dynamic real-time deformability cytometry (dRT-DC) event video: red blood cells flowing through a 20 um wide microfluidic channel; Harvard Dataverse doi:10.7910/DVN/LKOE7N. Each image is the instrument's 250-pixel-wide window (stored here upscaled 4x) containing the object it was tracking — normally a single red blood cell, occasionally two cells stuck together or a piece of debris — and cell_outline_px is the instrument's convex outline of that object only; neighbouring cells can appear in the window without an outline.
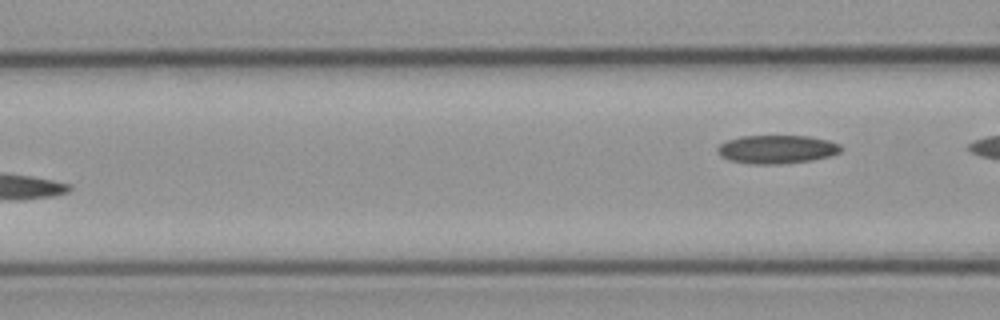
{"species": "common noctule bat (a hibernating species)", "species_latin": "Nyctalus noctula", "temperature_condition": "cold", "stored_images_in_passage": 6, "segment_of_instrument_passage": [2, 2], "camera_frame_rate_fps": 3000, "um_per_image_px": 0.085, "animal": {"sex": "male", "body_mass_g": 23.1, "forearm_length_mm": 52.7}, "frame": {"image": 1, "passage_image": 6, "time_ms": 7.0, "image_size_px": [1000, 320], "cell_outline_px": [[840, 152], [832, 156], [812, 160], [780, 164], [752, 164], [728, 160], [720, 156], [716, 152], [716, 148], [720, 144], [728, 140], [740, 136], [808, 136], [828, 140], [840, 144]], "centroid_in_image_um": [66.0, 12.69], "position_along_channel_um": 100.6, "area_um2": 20.58}}